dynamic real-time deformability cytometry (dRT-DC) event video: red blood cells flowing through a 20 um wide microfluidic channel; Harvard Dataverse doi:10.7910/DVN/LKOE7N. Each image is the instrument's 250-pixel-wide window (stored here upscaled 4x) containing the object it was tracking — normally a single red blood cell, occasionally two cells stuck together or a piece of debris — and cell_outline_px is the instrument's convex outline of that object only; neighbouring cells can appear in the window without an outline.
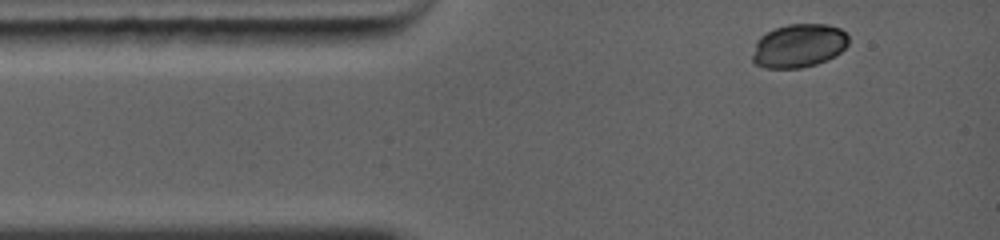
{"species": "common noctule bat (a hibernating species)", "species_latin": "Nyctalus noctula", "temperature_condition": "warm", "stored_images_in_passage": 14, "camera_frame_rate_fps": 5000, "um_per_image_px": 0.085, "animal": {"sex": "female", "body_mass_g": 19.0, "forearm_length_mm": 56.7}, "frame": {"image": 1, "passage_image": 1, "time_ms": 0.0, "image_size_px": [1000, 240], "cell_outline_px": [[848, 44], [840, 52], [816, 64], [800, 68], [764, 68], [756, 64], [752, 60], [752, 56], [756, 40], [760, 36], [776, 28], [788, 24], [828, 24], [840, 28], [848, 36]], "centroid_in_image_um": [67.87, 3.88], "position_along_channel_um": 17.1, "area_um2": 24.28}}
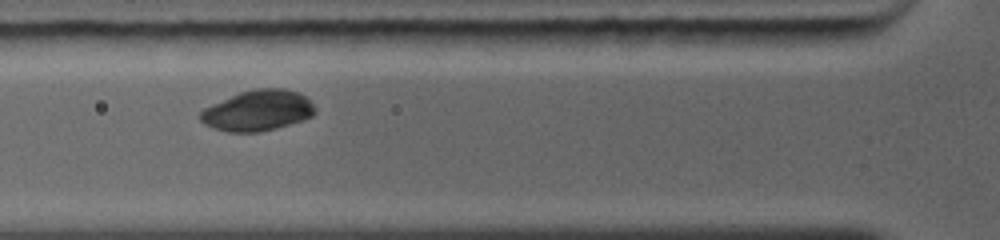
{"frame": {"image": 2, "passage_image": 7, "time_ms": 3.0, "image_size_px": [1000, 240], "cell_outline_px": [[316, 112], [312, 116], [276, 128], [256, 132], [228, 132], [216, 128], [200, 120], [200, 112], [204, 108], [240, 92], [252, 88], [284, 88], [300, 92], [316, 108]], "centroid_in_image_um": [21.93, 9.38], "position_along_channel_um": 103.9, "area_um2": 26.82}}
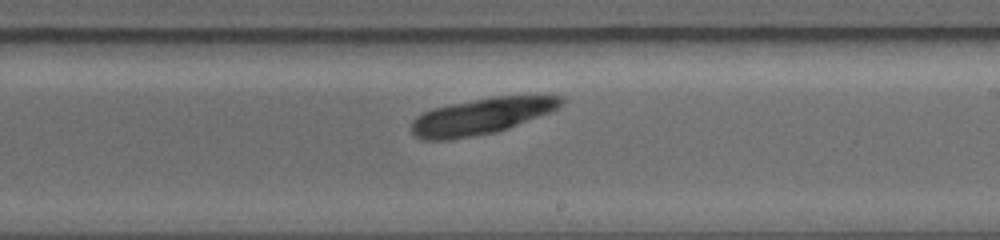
{"frame": {"image": 3, "passage_image": 14, "time_ms": 6.4, "image_size_px": [1000, 240], "cell_outline_px": [[568, 100], [560, 108], [504, 128], [492, 132], [452, 140], [424, 140], [416, 136], [412, 132], [412, 120], [424, 112], [432, 108], [492, 96], [564, 96]], "centroid_in_image_um": [40.92, 9.86], "position_along_channel_um": 248.1, "area_um2": 31.1}}